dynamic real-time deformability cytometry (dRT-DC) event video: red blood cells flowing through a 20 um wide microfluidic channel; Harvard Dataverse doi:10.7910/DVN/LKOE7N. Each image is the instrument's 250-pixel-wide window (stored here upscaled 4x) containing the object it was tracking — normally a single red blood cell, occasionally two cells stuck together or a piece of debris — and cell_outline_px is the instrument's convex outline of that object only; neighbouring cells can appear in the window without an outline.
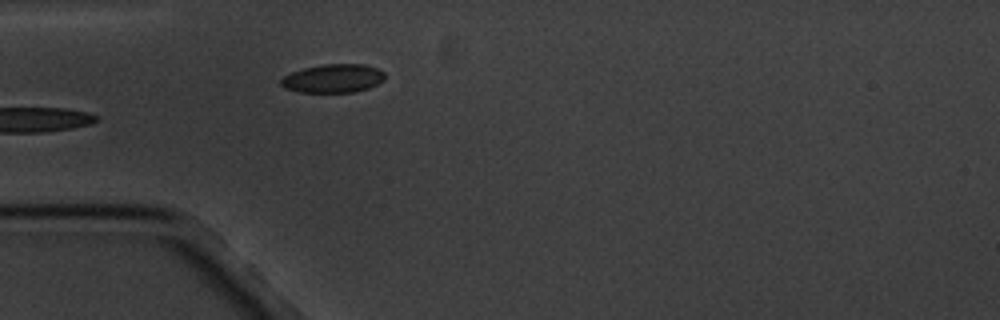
{"species": "common noctule bat (a hibernating species)", "species_latin": "Nyctalus noctula", "temperature_condition": "cold", "stored_images_in_passage": 5, "camera_frame_rate_fps": 3000, "um_per_image_px": 0.085, "animal": {"sex": "male", "body_mass_g": 20.1, "forearm_length_mm": 53.5}, "frame": {"image": 1, "passage_image": 5, "time_ms": 5.333, "image_size_px": [1000, 320], "cell_outline_px": [[384, 80], [368, 88], [356, 92], [300, 92], [284, 88], [280, 84], [280, 80], [284, 76], [292, 72], [304, 68], [320, 64], [364, 64], [376, 68], [384, 72]], "centroid_in_image_um": [28.3, 6.66], "position_along_channel_um": 56.7, "area_um2": 17.28}}